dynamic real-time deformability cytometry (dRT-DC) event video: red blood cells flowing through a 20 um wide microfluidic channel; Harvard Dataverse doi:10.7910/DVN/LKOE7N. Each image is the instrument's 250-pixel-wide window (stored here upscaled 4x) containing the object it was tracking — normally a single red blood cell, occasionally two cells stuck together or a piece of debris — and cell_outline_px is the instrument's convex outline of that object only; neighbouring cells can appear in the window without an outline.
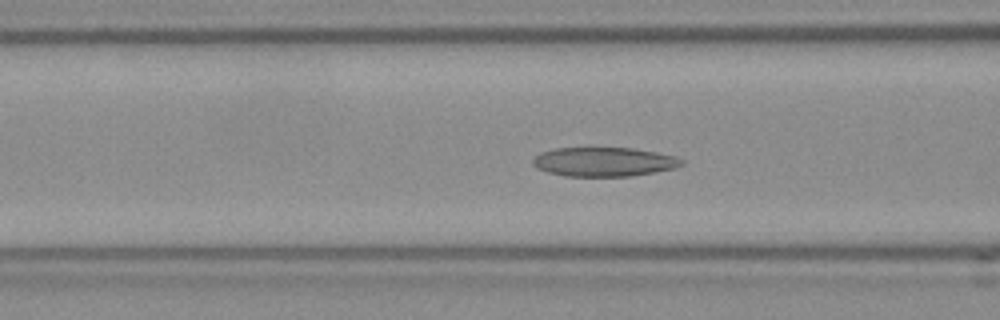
{"species": "Egyptian fruit bat (a non-hibernating species)", "species_latin": "Rousettus aegyptiacus", "temperature_condition": "room temperature", "stored_images_in_passage": 42, "camera_frame_rate_fps": 3000, "um_per_image_px": 0.085, "frame": {"image": 1, "passage_image": 8, "time_ms": 2.333, "image_size_px": [1000, 320], "cell_outline_px": [[684, 164], [676, 168], [656, 172], [632, 176], [564, 176], [548, 172], [536, 168], [532, 164], [532, 160], [540, 152], [556, 148], [632, 148], [656, 152], [676, 156], [684, 160]], "centroid_in_image_um": [51.36, 13.76], "position_along_channel_um": 115.2, "area_um2": 25.43}}
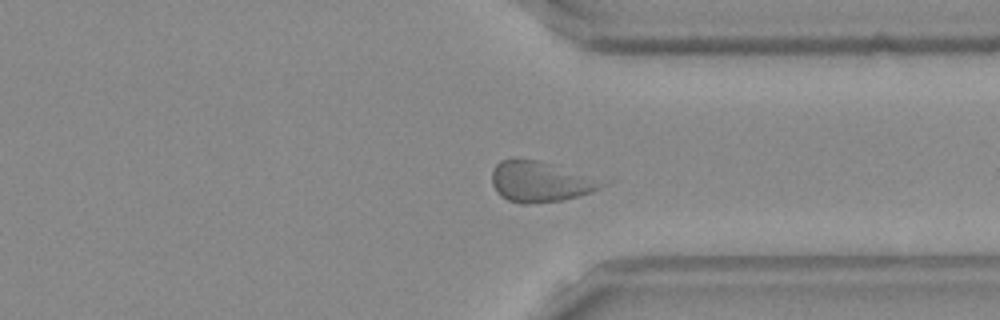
{"frame": {"image": 2, "passage_image": 28, "time_ms": 9.0, "image_size_px": [1000, 320], "cell_outline_px": [[616, 176], [608, 184], [592, 192], [580, 196], [564, 200], [528, 204], [520, 204], [508, 200], [500, 196], [496, 192], [492, 184], [492, 172], [496, 164], [500, 160], [512, 156], [536, 160]], "centroid_in_image_um": [46.18, 15.38], "position_along_channel_um": 365.2, "area_um2": 28.44}}
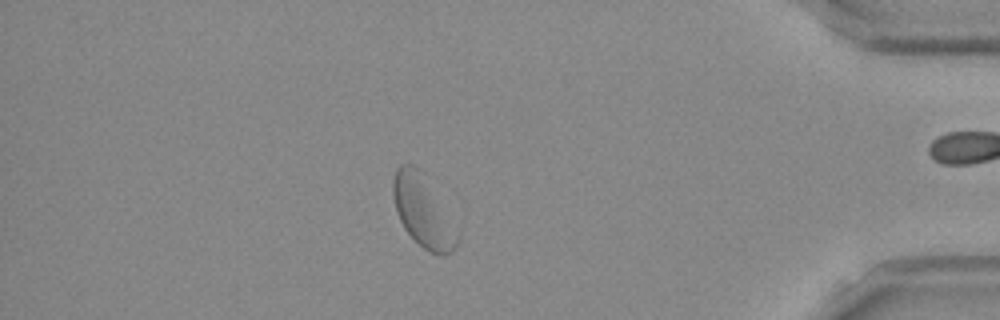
{"frame": {"image": 3, "passage_image": 34, "time_ms": 11.0, "image_size_px": [1000, 320], "cell_outline_px": [[460, 240], [456, 248], [452, 252], [444, 256], [432, 252], [424, 248], [404, 228], [396, 212], [392, 192], [392, 180], [396, 168], [400, 164], [412, 164], [424, 172], [460, 232]], "centroid_in_image_um": [35.99, 17.94], "position_along_channel_um": 399.2, "area_um2": 27.22}, "authors_computed_cell_mechanics": {"area_um2": 26.0389, "velocity_mm_per_s": 3.7633, "shape_relaxation_time_tau1_ms": 10.4472, "shape_relaxation_time_tau2_ms": 2.6028, "deformation_change_tau1": 0.1362, "deformation_change_tau2": 0.0757}}